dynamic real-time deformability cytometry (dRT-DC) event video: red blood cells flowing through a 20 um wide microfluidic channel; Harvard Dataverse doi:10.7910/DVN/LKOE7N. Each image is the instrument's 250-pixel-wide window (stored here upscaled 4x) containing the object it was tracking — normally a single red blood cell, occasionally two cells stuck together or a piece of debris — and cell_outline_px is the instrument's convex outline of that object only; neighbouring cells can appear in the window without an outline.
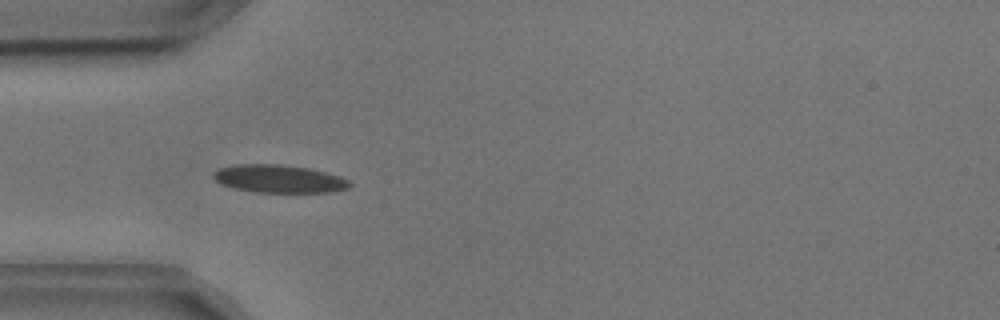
{"species": "common noctule bat (a hibernating species)", "species_latin": "Nyctalus noctula", "temperature_condition": "cold", "stored_images_in_passage": 43, "camera_frame_rate_fps": 3000, "um_per_image_px": 0.085, "animal": {"sex": "male", "body_mass_g": 17.9, "forearm_length_mm": 54.2}, "frame": {"image": 1, "passage_image": 4, "time_ms": 1.0, "image_size_px": [1000, 320], "cell_outline_px": [[352, 184], [348, 188], [328, 192], [256, 192], [236, 188], [220, 184], [212, 176], [212, 172], [220, 168], [236, 164], [280, 164], [308, 168], [340, 176], [348, 180]], "centroid_in_image_um": [23.69, 15.19], "position_along_channel_um": 61.3, "area_um2": 22.02}}
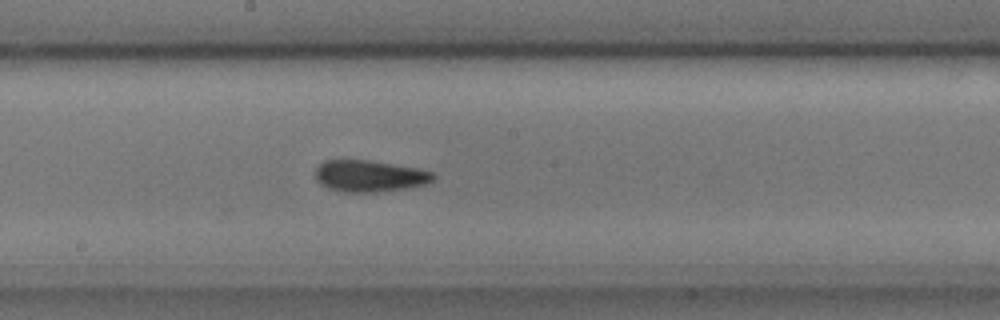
{"frame": {"image": 2, "passage_image": 17, "time_ms": 5.333, "image_size_px": [1000, 320], "cell_outline_px": [[436, 176], [428, 184], [412, 188], [380, 192], [340, 192], [328, 188], [320, 184], [316, 180], [316, 168], [324, 160], [368, 160], [420, 168], [436, 172]], "centroid_in_image_um": [31.47, 14.97], "position_along_channel_um": 216.7, "area_um2": 22.2}}
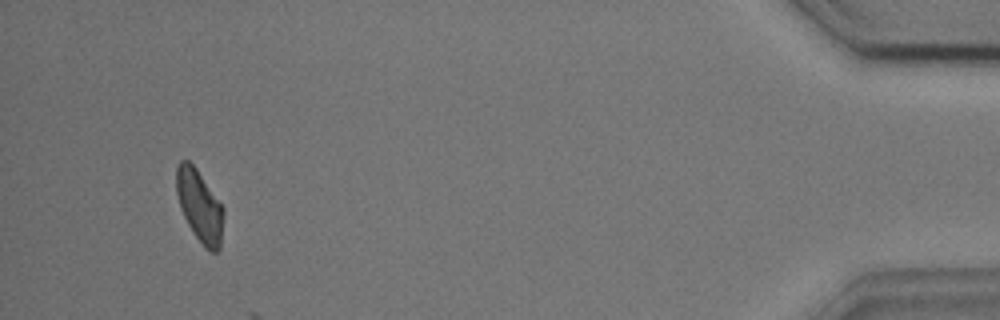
{"frame": {"image": 3, "passage_image": 40, "time_ms": 13.0, "image_size_px": [1000, 320], "cell_outline_px": [[224, 216], [220, 248], [216, 252], [212, 252], [204, 248], [192, 232], [180, 208], [176, 192], [176, 168], [180, 160], [188, 160], [196, 168], [224, 208]], "centroid_in_image_um": [16.96, 17.53], "position_along_channel_um": 418.2, "area_um2": 19.83}, "authors_computed_cell_mechanics": {"area_um2": 21.0392, "velocity_mm_per_s": 3.6051, "shape_relaxation_time_tau1_ms": 9.5217, "shape_relaxation_time_tau2_ms": 4.7726, "deformation_change_tau1": 0.1625, "deformation_change_tau2": 0.0926}}